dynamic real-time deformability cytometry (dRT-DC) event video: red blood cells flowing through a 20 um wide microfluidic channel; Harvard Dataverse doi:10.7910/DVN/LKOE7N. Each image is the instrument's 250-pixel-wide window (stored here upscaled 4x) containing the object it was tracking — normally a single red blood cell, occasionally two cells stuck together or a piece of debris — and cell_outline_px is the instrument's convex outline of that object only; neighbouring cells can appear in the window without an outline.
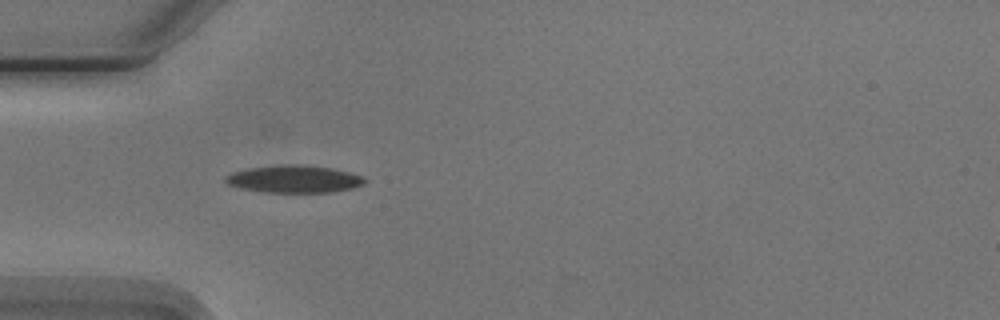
{"species": "Egyptian fruit bat (a non-hibernating species)", "species_latin": "Rousettus aegyptiacus", "temperature_condition": "cold", "stored_images_in_passage": 5, "camera_frame_rate_fps": 3000, "um_per_image_px": 0.085, "animal": {"sex": "male"}, "frame": {"image": 1, "passage_image": 4, "time_ms": 3.667, "image_size_px": [1000, 320], "cell_outline_px": [[368, 180], [364, 184], [352, 188], [332, 192], [264, 192], [240, 188], [228, 184], [224, 180], [224, 176], [232, 172], [248, 168], [284, 164], [296, 164], [332, 168], [364, 176]], "centroid_in_image_um": [25.0, 15.21], "position_along_channel_um": 60.0, "area_um2": 22.31}}
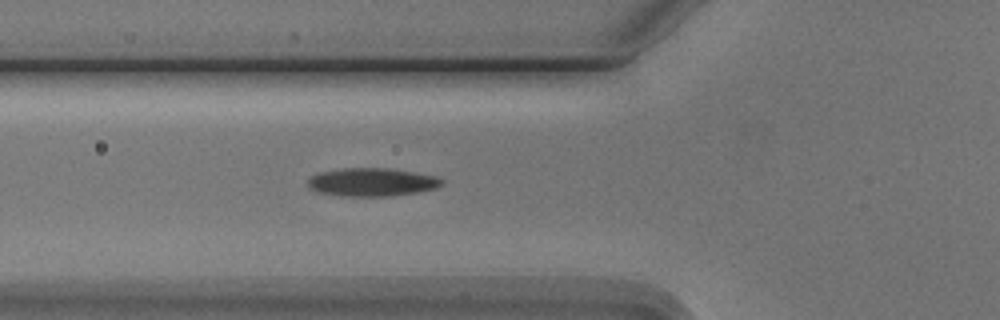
{"frame": {"image": 2, "passage_image": 5, "time_ms": 4.667, "image_size_px": [1000, 320], "cell_outline_px": [[444, 184], [436, 188], [416, 192], [392, 196], [344, 196], [316, 192], [308, 188], [308, 180], [312, 176], [320, 172], [344, 168], [392, 168], [436, 176], [444, 180]], "centroid_in_image_um": [31.62, 15.48], "position_along_channel_um": 94.2, "area_um2": 22.14}}